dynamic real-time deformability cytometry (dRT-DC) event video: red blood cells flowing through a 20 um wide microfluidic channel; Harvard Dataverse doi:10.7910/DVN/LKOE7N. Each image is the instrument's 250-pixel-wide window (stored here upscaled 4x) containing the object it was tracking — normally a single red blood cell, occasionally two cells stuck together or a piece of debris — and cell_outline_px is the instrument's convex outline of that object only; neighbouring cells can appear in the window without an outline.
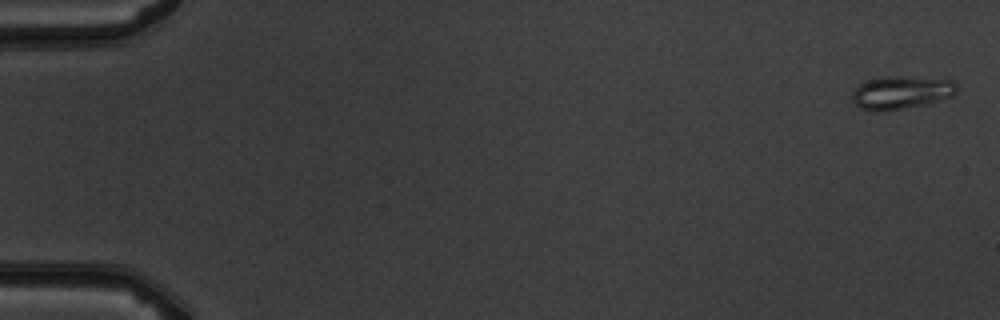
{"species": "common noctule bat (a hibernating species)", "species_latin": "Nyctalus noctula", "temperature_condition": "warm", "stored_images_in_passage": 5, "camera_frame_rate_fps": 3000, "um_per_image_px": 0.085, "animal": {"sex": "male", "body_mass_g": 19.5, "forearm_length_mm": 54.6}, "frame": {"image": 1, "passage_image": 1, "time_ms": 0.0, "image_size_px": [1000, 320], "cell_outline_px": [[956, 92], [952, 96], [924, 104], [884, 112], [876, 112], [860, 108], [852, 100], [852, 88], [868, 80], [884, 76], [900, 76], [952, 80], [956, 84]], "centroid_in_image_um": [76.54, 7.87], "position_along_channel_um": 8.5, "area_um2": 20.17}}